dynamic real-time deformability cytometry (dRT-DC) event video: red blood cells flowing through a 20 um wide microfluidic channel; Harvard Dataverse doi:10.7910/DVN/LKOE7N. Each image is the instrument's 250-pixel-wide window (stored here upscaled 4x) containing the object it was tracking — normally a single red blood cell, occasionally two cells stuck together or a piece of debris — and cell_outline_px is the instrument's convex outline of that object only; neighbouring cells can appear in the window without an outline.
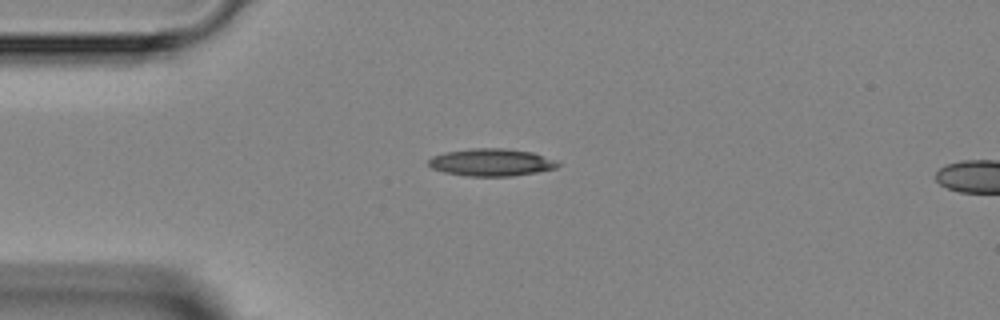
{"species": "Egyptian fruit bat (a non-hibernating species)", "species_latin": "Rousettus aegyptiacus", "temperature_condition": "room temperature", "stored_images_in_passage": 2, "camera_frame_rate_fps": 3000, "um_per_image_px": 0.085, "animal": {"sex": "female"}, "frame": {"image": 1, "passage_image": 1, "time_ms": 0.0, "image_size_px": [1000, 320], "cell_outline_px": [[560, 164], [556, 168], [536, 172], [512, 176], [468, 176], [444, 172], [432, 168], [428, 164], [428, 160], [432, 156], [444, 152], [472, 148], [504, 148], [532, 152], [556, 160]], "centroid_in_image_um": [41.75, 13.79], "position_along_channel_um": 43.3, "area_um2": 20.63}}